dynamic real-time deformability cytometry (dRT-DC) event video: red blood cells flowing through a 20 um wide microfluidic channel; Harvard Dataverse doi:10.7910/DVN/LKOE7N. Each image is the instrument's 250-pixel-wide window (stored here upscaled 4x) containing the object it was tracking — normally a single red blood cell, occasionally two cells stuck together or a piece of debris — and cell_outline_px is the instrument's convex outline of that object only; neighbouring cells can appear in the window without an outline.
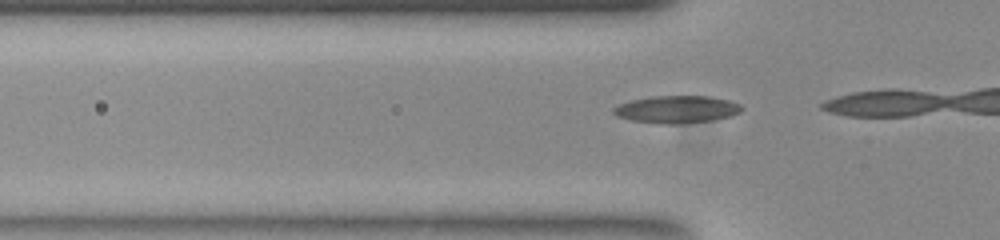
{"species": "common noctule bat (a hibernating species)", "species_latin": "Nyctalus noctula", "temperature_condition": "room temperature", "stored_images_in_passage": 5, "camera_frame_rate_fps": 3000, "um_per_image_px": 0.085, "animal": {"sex": "female", "body_mass_g": 23.0, "forearm_length_mm": 53.4}, "frame": {"image": 1, "passage_image": 2, "time_ms": 0.333, "image_size_px": [1000, 240], "cell_outline_px": [[744, 108], [740, 112], [732, 116], [712, 120], [680, 124], [656, 124], [632, 120], [616, 116], [612, 112], [612, 108], [620, 104], [632, 100], [652, 96], [712, 96], [732, 100], [740, 104]], "centroid_in_image_um": [57.56, 9.3], "position_along_channel_um": 68.2, "area_um2": 20.75}}